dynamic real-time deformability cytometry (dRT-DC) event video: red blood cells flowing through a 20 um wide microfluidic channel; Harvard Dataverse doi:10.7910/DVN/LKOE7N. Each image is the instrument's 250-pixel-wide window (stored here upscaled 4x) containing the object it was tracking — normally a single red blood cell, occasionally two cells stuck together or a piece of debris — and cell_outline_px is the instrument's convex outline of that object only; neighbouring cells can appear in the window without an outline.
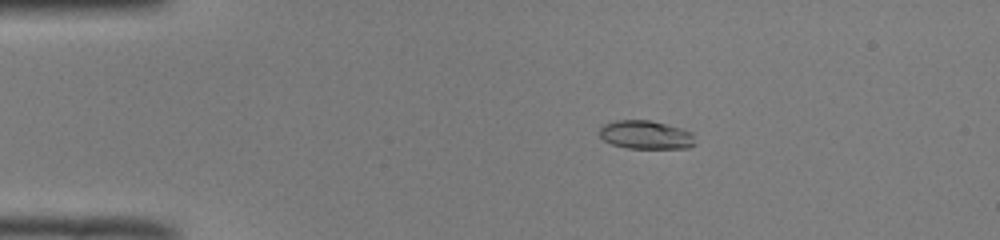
{"species": "common noctule bat (a hibernating species)", "species_latin": "Nyctalus noctula", "temperature_condition": "room temperature", "stored_images_in_passage": 42, "camera_frame_rate_fps": 3000, "um_per_image_px": 0.085, "animal": {"sex": "male", "body_mass_g": 19.0, "forearm_length_mm": 50.8}, "frame": {"image": 1, "passage_image": 1, "time_ms": 0.0, "image_size_px": [1000, 240], "cell_outline_px": [[696, 144], [688, 148], [628, 148], [612, 144], [604, 140], [600, 136], [600, 128], [604, 124], [616, 120], [648, 120], [684, 128], [692, 132]], "centroid_in_image_um": [54.93, 11.46], "position_along_channel_um": 30.1, "area_um2": 15.95}}
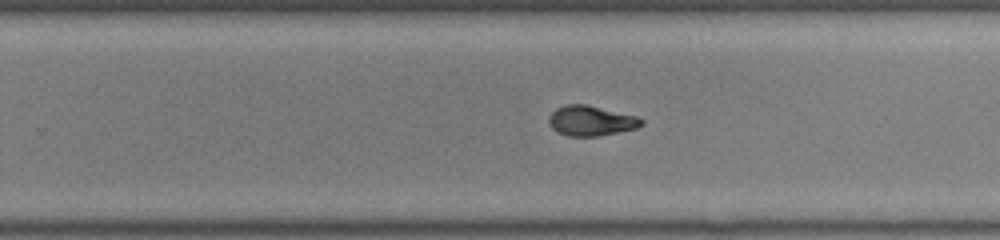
{"frame": {"image": 2, "passage_image": 24, "time_ms": 7.667, "image_size_px": [1000, 240], "cell_outline_px": [[644, 124], [636, 128], [596, 136], [568, 136], [552, 128], [548, 124], [548, 116], [556, 108], [564, 104], [588, 104], [636, 116], [644, 120]], "centroid_in_image_um": [50.21, 10.24], "position_along_channel_um": 279.6, "area_um2": 16.24}}
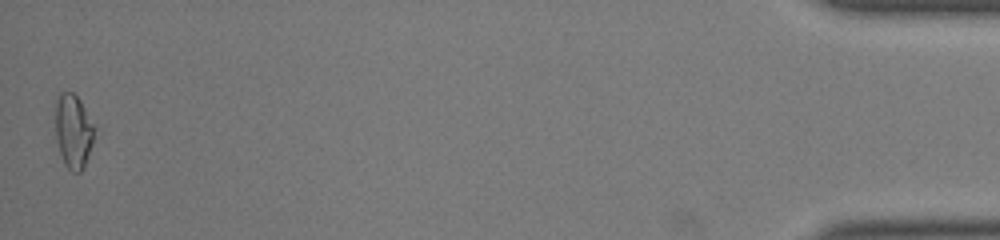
{"frame": {"image": 3, "passage_image": 42, "time_ms": 13.667, "image_size_px": [1000, 240], "cell_outline_px": [[92, 144], [84, 168], [80, 172], [72, 172], [64, 164], [56, 140], [56, 100], [60, 92], [72, 92], [80, 100], [92, 124]], "centroid_in_image_um": [6.2, 11.17], "position_along_channel_um": 429.0, "area_um2": 16.36}, "authors_computed_cell_mechanics": {"area_um2": 16.3574, "velocity_mm_per_s": 3.9974, "shape_relaxation_time_tau1_ms": null, "shape_relaxation_time_tau2_ms": 1.2166, "deformation_change_tau1": null, "deformation_change_tau2": 0.0639}}